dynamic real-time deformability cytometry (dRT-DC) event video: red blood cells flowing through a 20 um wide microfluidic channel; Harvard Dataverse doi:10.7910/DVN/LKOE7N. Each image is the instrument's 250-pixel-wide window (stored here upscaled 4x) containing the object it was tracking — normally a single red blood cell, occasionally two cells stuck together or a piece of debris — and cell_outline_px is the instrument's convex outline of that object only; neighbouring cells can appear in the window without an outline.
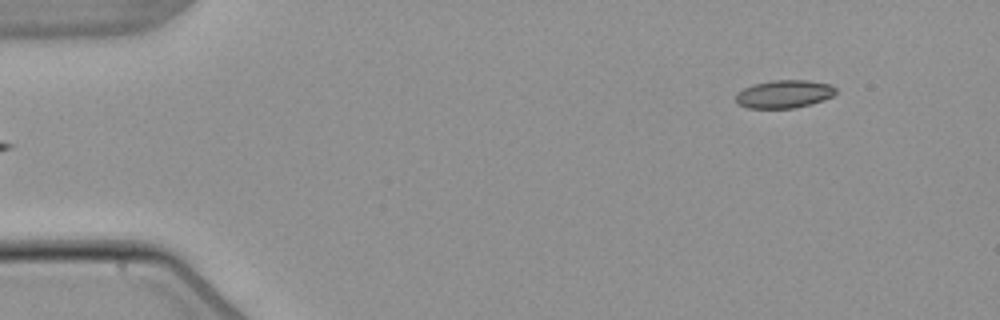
{"species": "common noctule bat (a hibernating species)", "species_latin": "Nyctalus noctula", "temperature_condition": "warm", "stored_images_in_passage": 4, "segment_of_instrument_passage": [2, 2], "camera_frame_rate_fps": 3000, "um_per_image_px": 0.085, "animal": {"sex": "male", "body_mass_g": 21.5, "forearm_length_mm": 52.0}, "frame": {"image": 1, "passage_image": 4, "time_ms": 5.0, "image_size_px": [1000, 320], "cell_outline_px": [[836, 92], [832, 96], [824, 100], [812, 104], [796, 108], [748, 108], [736, 104], [736, 92], [752, 84], [772, 80], [808, 80], [832, 84], [836, 88]], "centroid_in_image_um": [66.65, 7.99], "position_along_channel_um": 18.4, "area_um2": 16.59}}